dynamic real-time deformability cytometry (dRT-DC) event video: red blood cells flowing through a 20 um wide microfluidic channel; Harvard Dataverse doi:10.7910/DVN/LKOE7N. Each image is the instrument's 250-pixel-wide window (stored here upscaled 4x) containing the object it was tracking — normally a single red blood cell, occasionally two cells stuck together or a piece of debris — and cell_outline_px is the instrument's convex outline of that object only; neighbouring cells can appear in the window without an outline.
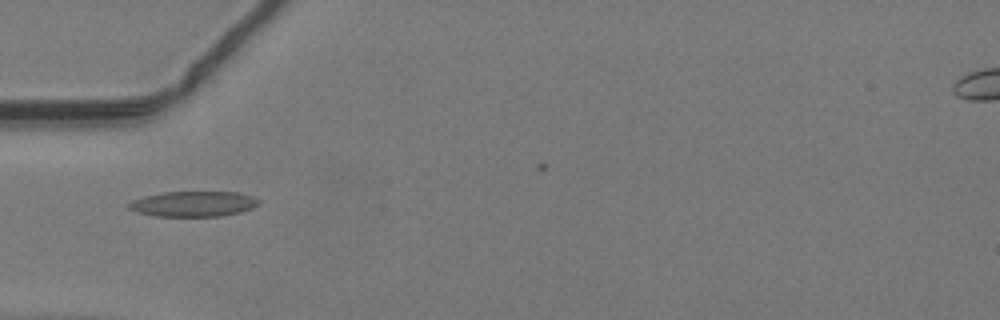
{"species": "common noctule bat (a hibernating species)", "species_latin": "Nyctalus noctula", "temperature_condition": "warm", "stored_images_in_passage": 25, "camera_frame_rate_fps": 3000, "um_per_image_px": 0.085, "animal": {"sex": "male", "body_mass_g": 19.2, "forearm_length_mm": 51.8}, "frame": {"image": 1, "passage_image": 2, "time_ms": 0.333, "image_size_px": [1000, 320], "cell_outline_px": [[260, 204], [252, 208], [240, 212], [220, 216], [152, 216], [136, 212], [128, 208], [128, 204], [132, 200], [144, 196], [164, 192], [240, 192], [252, 196], [260, 200]], "centroid_in_image_um": [16.44, 17.33], "position_along_channel_um": 68.6, "area_um2": 19.31}}
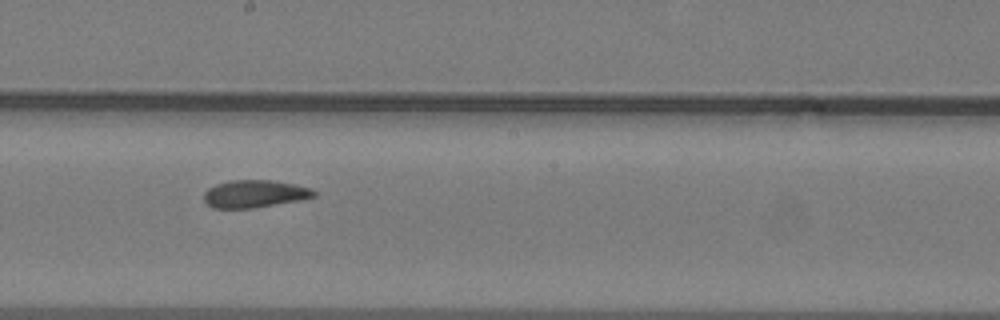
{"frame": {"image": 2, "passage_image": 13, "time_ms": 4.0, "image_size_px": [1000, 320], "cell_outline_px": [[316, 196], [300, 200], [256, 208], [212, 208], [204, 200], [204, 192], [208, 188], [216, 184], [228, 180], [272, 180], [312, 188], [316, 192]], "centroid_in_image_um": [21.64, 16.48], "position_along_channel_um": 226.6, "area_um2": 17.74}}
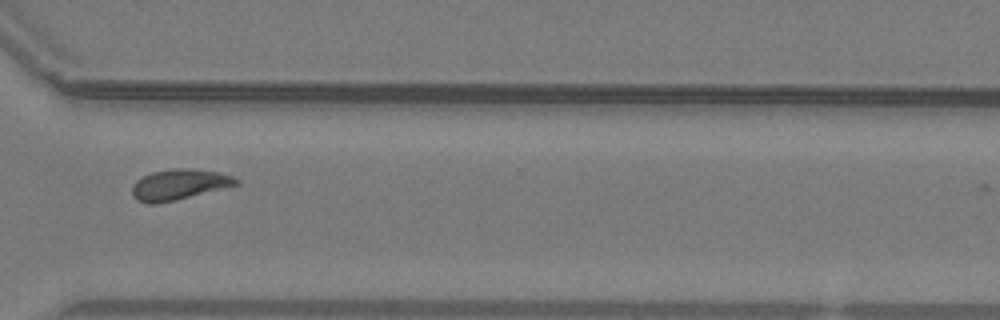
{"frame": {"image": 3, "passage_image": 22, "time_ms": 7.0, "image_size_px": [1000, 320], "cell_outline_px": [[240, 184], [176, 200], [156, 204], [148, 204], [136, 200], [132, 196], [132, 184], [136, 180], [152, 172], [176, 168], [192, 168], [216, 172], [232, 176], [240, 180]], "centroid_in_image_um": [15.2, 15.69], "position_along_channel_um": 355.4, "area_um2": 18.61}}